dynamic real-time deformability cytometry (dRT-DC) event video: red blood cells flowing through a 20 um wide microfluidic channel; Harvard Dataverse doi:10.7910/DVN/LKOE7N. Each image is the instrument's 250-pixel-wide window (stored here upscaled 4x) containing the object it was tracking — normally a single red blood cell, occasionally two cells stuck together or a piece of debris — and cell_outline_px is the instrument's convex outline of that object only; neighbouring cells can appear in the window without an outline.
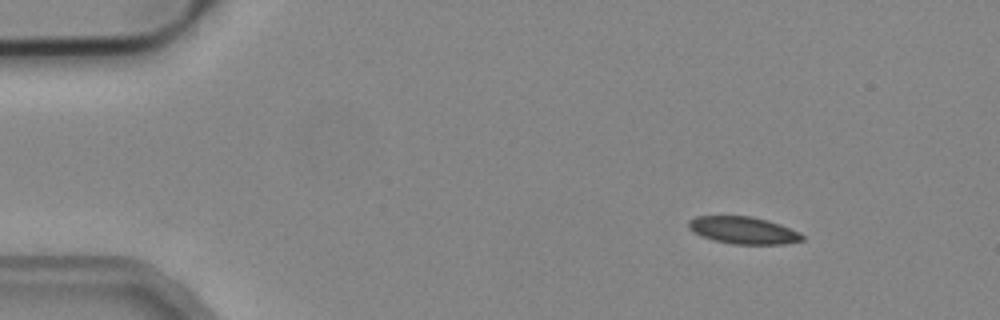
{"species": "common noctule bat (a hibernating species)", "species_latin": "Nyctalus noctula", "temperature_condition": "cold", "stored_images_in_passage": 4, "camera_frame_rate_fps": 3000, "um_per_image_px": 0.085, "animal": {"sex": "male", "body_mass_g": 19.2, "forearm_length_mm": 51.8}, "frame": {"image": 1, "passage_image": 1, "time_ms": 0.0, "image_size_px": [1000, 320], "cell_outline_px": [[804, 240], [784, 244], [732, 244], [716, 240], [692, 232], [688, 228], [688, 220], [696, 216], [752, 216], [768, 220], [780, 224], [800, 232], [804, 236]], "centroid_in_image_um": [63.2, 19.57], "position_along_channel_um": 21.8, "area_um2": 18.03}}
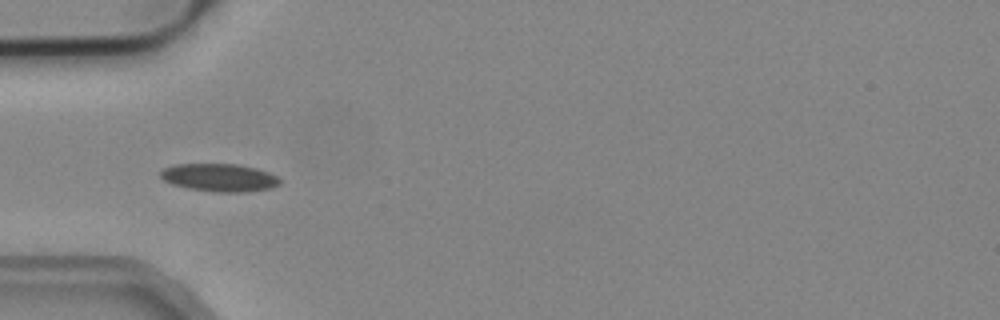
{"frame": {"image": 2, "passage_image": 4, "time_ms": 1.0, "image_size_px": [1000, 320], "cell_outline_px": [[280, 184], [272, 188], [248, 192], [216, 192], [188, 188], [172, 184], [164, 180], [160, 176], [160, 172], [164, 168], [176, 164], [236, 164], [256, 168], [268, 172], [276, 176], [280, 180]], "centroid_in_image_um": [18.66, 15.1], "position_along_channel_um": 66.3, "area_um2": 19.36}}